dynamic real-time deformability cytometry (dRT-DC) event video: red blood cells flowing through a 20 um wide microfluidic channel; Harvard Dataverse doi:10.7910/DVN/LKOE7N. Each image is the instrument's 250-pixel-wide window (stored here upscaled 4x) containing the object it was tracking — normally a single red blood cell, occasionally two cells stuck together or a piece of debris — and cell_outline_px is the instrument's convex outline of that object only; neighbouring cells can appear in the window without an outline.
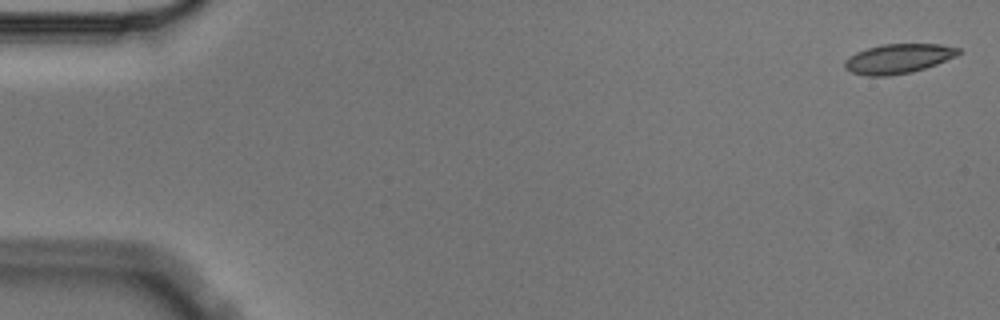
{"species": "Egyptian fruit bat (a non-hibernating species)", "species_latin": "Rousettus aegyptiacus", "temperature_condition": "cold", "stored_images_in_passage": 5, "camera_frame_rate_fps": 3000, "um_per_image_px": 0.085, "animal": {"sex": "male"}, "frame": {"image": 1, "passage_image": 1, "time_ms": 0.0, "image_size_px": [1000, 320], "cell_outline_px": [[960, 52], [956, 56], [936, 64], [912, 72], [888, 76], [868, 76], [852, 72], [844, 68], [844, 60], [848, 56], [856, 52], [868, 48], [884, 44], [940, 44], [960, 48]], "centroid_in_image_um": [76.32, 4.99], "position_along_channel_um": 8.7, "area_um2": 19.54}}
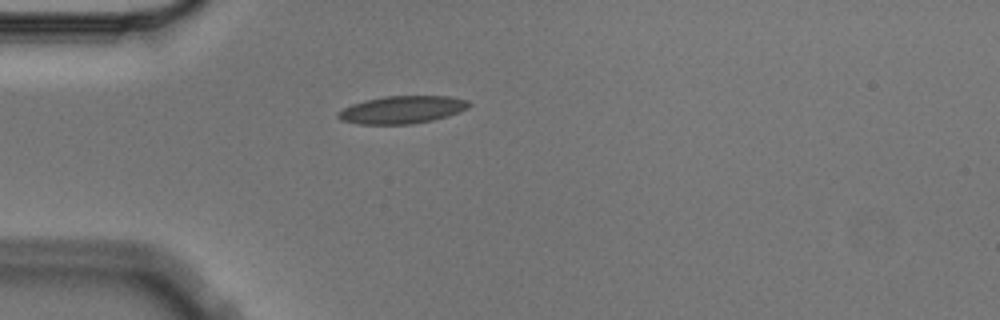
{"frame": {"image": 2, "passage_image": 5, "time_ms": 1.333, "image_size_px": [1000, 320], "cell_outline_px": [[472, 104], [468, 108], [448, 116], [432, 120], [412, 124], [360, 124], [340, 120], [336, 116], [336, 112], [352, 104], [364, 100], [384, 96], [448, 96], [468, 100]], "centroid_in_image_um": [34.17, 9.32], "position_along_channel_um": 50.8, "area_um2": 21.15}}